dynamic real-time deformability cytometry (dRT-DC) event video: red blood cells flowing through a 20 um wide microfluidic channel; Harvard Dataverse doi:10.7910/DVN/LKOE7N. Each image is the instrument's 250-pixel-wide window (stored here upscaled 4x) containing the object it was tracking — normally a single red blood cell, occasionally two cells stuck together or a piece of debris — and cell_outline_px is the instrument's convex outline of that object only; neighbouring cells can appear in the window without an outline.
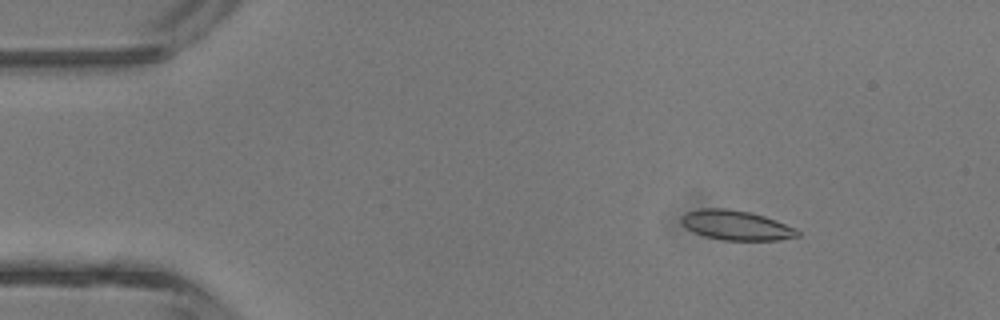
{"species": "common noctule bat (a hibernating species)", "species_latin": "Nyctalus noctula", "temperature_condition": "room temperature", "stored_images_in_passage": 3, "camera_frame_rate_fps": 3000, "um_per_image_px": 0.085, "animal": {"sex": "male", "body_mass_g": 13.3}, "frame": {"image": 1, "passage_image": 1, "time_ms": 0.0, "image_size_px": [1000, 320], "cell_outline_px": [[800, 236], [780, 240], [720, 240], [704, 236], [688, 228], [680, 220], [680, 216], [684, 212], [700, 208], [724, 208], [752, 212], [776, 220], [796, 228], [800, 232]], "centroid_in_image_um": [62.59, 19.14], "position_along_channel_um": 22.4, "area_um2": 20.23}}